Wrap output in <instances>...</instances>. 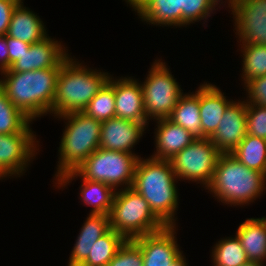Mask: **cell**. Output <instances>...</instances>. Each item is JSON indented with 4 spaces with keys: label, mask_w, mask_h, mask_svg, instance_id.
<instances>
[{
    "label": "cell",
    "mask_w": 266,
    "mask_h": 266,
    "mask_svg": "<svg viewBox=\"0 0 266 266\" xmlns=\"http://www.w3.org/2000/svg\"><path fill=\"white\" fill-rule=\"evenodd\" d=\"M178 182L169 160L149 155L138 159L132 188L142 195L166 226H179L176 216L180 203Z\"/></svg>",
    "instance_id": "6da1fadb"
},
{
    "label": "cell",
    "mask_w": 266,
    "mask_h": 266,
    "mask_svg": "<svg viewBox=\"0 0 266 266\" xmlns=\"http://www.w3.org/2000/svg\"><path fill=\"white\" fill-rule=\"evenodd\" d=\"M80 178L79 196L81 204L91 207L89 214L109 215L112 209L116 190L103 182L84 179L76 170L68 171L57 178L52 184L53 187L60 190L70 186L72 181ZM76 179V180H75ZM83 202V203H82Z\"/></svg>",
    "instance_id": "5bb4252c"
},
{
    "label": "cell",
    "mask_w": 266,
    "mask_h": 266,
    "mask_svg": "<svg viewBox=\"0 0 266 266\" xmlns=\"http://www.w3.org/2000/svg\"><path fill=\"white\" fill-rule=\"evenodd\" d=\"M242 266H266V265L262 263H257V262H248L247 264L242 265Z\"/></svg>",
    "instance_id": "f35d334b"
},
{
    "label": "cell",
    "mask_w": 266,
    "mask_h": 266,
    "mask_svg": "<svg viewBox=\"0 0 266 266\" xmlns=\"http://www.w3.org/2000/svg\"><path fill=\"white\" fill-rule=\"evenodd\" d=\"M48 28L38 13L24 3H18L13 10L7 36L33 44L42 41L48 34Z\"/></svg>",
    "instance_id": "7402d4cb"
},
{
    "label": "cell",
    "mask_w": 266,
    "mask_h": 266,
    "mask_svg": "<svg viewBox=\"0 0 266 266\" xmlns=\"http://www.w3.org/2000/svg\"><path fill=\"white\" fill-rule=\"evenodd\" d=\"M233 99L211 82L199 85V107L202 138H210L218 128L222 116Z\"/></svg>",
    "instance_id": "d6986e66"
},
{
    "label": "cell",
    "mask_w": 266,
    "mask_h": 266,
    "mask_svg": "<svg viewBox=\"0 0 266 266\" xmlns=\"http://www.w3.org/2000/svg\"><path fill=\"white\" fill-rule=\"evenodd\" d=\"M51 37L48 35L42 41L31 44L10 69L13 72H26L62 66L72 53L69 54L65 43Z\"/></svg>",
    "instance_id": "9a60e30c"
},
{
    "label": "cell",
    "mask_w": 266,
    "mask_h": 266,
    "mask_svg": "<svg viewBox=\"0 0 266 266\" xmlns=\"http://www.w3.org/2000/svg\"><path fill=\"white\" fill-rule=\"evenodd\" d=\"M6 41L8 46V69L18 61L22 54L27 51L31 44L11 38L6 35Z\"/></svg>",
    "instance_id": "e575fe53"
},
{
    "label": "cell",
    "mask_w": 266,
    "mask_h": 266,
    "mask_svg": "<svg viewBox=\"0 0 266 266\" xmlns=\"http://www.w3.org/2000/svg\"><path fill=\"white\" fill-rule=\"evenodd\" d=\"M144 24L181 28V0H124Z\"/></svg>",
    "instance_id": "ac0fdd59"
},
{
    "label": "cell",
    "mask_w": 266,
    "mask_h": 266,
    "mask_svg": "<svg viewBox=\"0 0 266 266\" xmlns=\"http://www.w3.org/2000/svg\"><path fill=\"white\" fill-rule=\"evenodd\" d=\"M154 128V153L150 157L169 160L176 153L190 145L196 137L182 126L174 124L168 118L158 119Z\"/></svg>",
    "instance_id": "ffe728a7"
},
{
    "label": "cell",
    "mask_w": 266,
    "mask_h": 266,
    "mask_svg": "<svg viewBox=\"0 0 266 266\" xmlns=\"http://www.w3.org/2000/svg\"><path fill=\"white\" fill-rule=\"evenodd\" d=\"M225 6V0H181V28L198 22L207 27L208 18Z\"/></svg>",
    "instance_id": "83f0119b"
},
{
    "label": "cell",
    "mask_w": 266,
    "mask_h": 266,
    "mask_svg": "<svg viewBox=\"0 0 266 266\" xmlns=\"http://www.w3.org/2000/svg\"><path fill=\"white\" fill-rule=\"evenodd\" d=\"M168 64L161 58L151 63L144 80H140L144 111L148 122L169 118L184 93Z\"/></svg>",
    "instance_id": "52a82bcc"
},
{
    "label": "cell",
    "mask_w": 266,
    "mask_h": 266,
    "mask_svg": "<svg viewBox=\"0 0 266 266\" xmlns=\"http://www.w3.org/2000/svg\"><path fill=\"white\" fill-rule=\"evenodd\" d=\"M231 154L249 169L266 176V139L246 134Z\"/></svg>",
    "instance_id": "d4e9b609"
},
{
    "label": "cell",
    "mask_w": 266,
    "mask_h": 266,
    "mask_svg": "<svg viewBox=\"0 0 266 266\" xmlns=\"http://www.w3.org/2000/svg\"><path fill=\"white\" fill-rule=\"evenodd\" d=\"M109 217L110 228L127 240L166 227L150 209L148 202L132 187L116 190Z\"/></svg>",
    "instance_id": "8992f818"
},
{
    "label": "cell",
    "mask_w": 266,
    "mask_h": 266,
    "mask_svg": "<svg viewBox=\"0 0 266 266\" xmlns=\"http://www.w3.org/2000/svg\"><path fill=\"white\" fill-rule=\"evenodd\" d=\"M61 66L26 72H0V86L12 104L32 122L51 115Z\"/></svg>",
    "instance_id": "7a4b0ae2"
},
{
    "label": "cell",
    "mask_w": 266,
    "mask_h": 266,
    "mask_svg": "<svg viewBox=\"0 0 266 266\" xmlns=\"http://www.w3.org/2000/svg\"><path fill=\"white\" fill-rule=\"evenodd\" d=\"M210 251L212 266H242L249 262L236 235L222 237Z\"/></svg>",
    "instance_id": "4316f807"
},
{
    "label": "cell",
    "mask_w": 266,
    "mask_h": 266,
    "mask_svg": "<svg viewBox=\"0 0 266 266\" xmlns=\"http://www.w3.org/2000/svg\"><path fill=\"white\" fill-rule=\"evenodd\" d=\"M8 69V46L6 35H0V72Z\"/></svg>",
    "instance_id": "8d00e7d4"
},
{
    "label": "cell",
    "mask_w": 266,
    "mask_h": 266,
    "mask_svg": "<svg viewBox=\"0 0 266 266\" xmlns=\"http://www.w3.org/2000/svg\"><path fill=\"white\" fill-rule=\"evenodd\" d=\"M107 266H143L142 251L133 240H126Z\"/></svg>",
    "instance_id": "1f68e13d"
},
{
    "label": "cell",
    "mask_w": 266,
    "mask_h": 266,
    "mask_svg": "<svg viewBox=\"0 0 266 266\" xmlns=\"http://www.w3.org/2000/svg\"><path fill=\"white\" fill-rule=\"evenodd\" d=\"M205 190L222 205L242 208L265 195L266 176L249 169L231 153L221 154L212 181Z\"/></svg>",
    "instance_id": "277c9868"
},
{
    "label": "cell",
    "mask_w": 266,
    "mask_h": 266,
    "mask_svg": "<svg viewBox=\"0 0 266 266\" xmlns=\"http://www.w3.org/2000/svg\"><path fill=\"white\" fill-rule=\"evenodd\" d=\"M243 91H246L247 96L244 100L246 104H255L259 106L266 107V75L261 77H256L248 81L243 86Z\"/></svg>",
    "instance_id": "836d02e7"
},
{
    "label": "cell",
    "mask_w": 266,
    "mask_h": 266,
    "mask_svg": "<svg viewBox=\"0 0 266 266\" xmlns=\"http://www.w3.org/2000/svg\"><path fill=\"white\" fill-rule=\"evenodd\" d=\"M31 120L17 109L0 86V134L20 133Z\"/></svg>",
    "instance_id": "4dcf8cb0"
},
{
    "label": "cell",
    "mask_w": 266,
    "mask_h": 266,
    "mask_svg": "<svg viewBox=\"0 0 266 266\" xmlns=\"http://www.w3.org/2000/svg\"><path fill=\"white\" fill-rule=\"evenodd\" d=\"M178 226L132 239L141 249L143 266H170L182 253L178 244Z\"/></svg>",
    "instance_id": "7c38bea8"
},
{
    "label": "cell",
    "mask_w": 266,
    "mask_h": 266,
    "mask_svg": "<svg viewBox=\"0 0 266 266\" xmlns=\"http://www.w3.org/2000/svg\"><path fill=\"white\" fill-rule=\"evenodd\" d=\"M221 154L210 138H196L169 161L179 181L200 184L205 190L212 181Z\"/></svg>",
    "instance_id": "9c48e42d"
},
{
    "label": "cell",
    "mask_w": 266,
    "mask_h": 266,
    "mask_svg": "<svg viewBox=\"0 0 266 266\" xmlns=\"http://www.w3.org/2000/svg\"><path fill=\"white\" fill-rule=\"evenodd\" d=\"M170 266H189L184 253H182Z\"/></svg>",
    "instance_id": "74e56055"
},
{
    "label": "cell",
    "mask_w": 266,
    "mask_h": 266,
    "mask_svg": "<svg viewBox=\"0 0 266 266\" xmlns=\"http://www.w3.org/2000/svg\"><path fill=\"white\" fill-rule=\"evenodd\" d=\"M110 217L106 214H88L76 237L67 266H81L96 241L110 230Z\"/></svg>",
    "instance_id": "44dd1931"
},
{
    "label": "cell",
    "mask_w": 266,
    "mask_h": 266,
    "mask_svg": "<svg viewBox=\"0 0 266 266\" xmlns=\"http://www.w3.org/2000/svg\"><path fill=\"white\" fill-rule=\"evenodd\" d=\"M14 1H16L17 3H24L23 2L24 0H14Z\"/></svg>",
    "instance_id": "ab89813d"
},
{
    "label": "cell",
    "mask_w": 266,
    "mask_h": 266,
    "mask_svg": "<svg viewBox=\"0 0 266 266\" xmlns=\"http://www.w3.org/2000/svg\"><path fill=\"white\" fill-rule=\"evenodd\" d=\"M32 121L20 132L0 134V180L21 178L40 152V138ZM40 146V147H39Z\"/></svg>",
    "instance_id": "30bf717a"
},
{
    "label": "cell",
    "mask_w": 266,
    "mask_h": 266,
    "mask_svg": "<svg viewBox=\"0 0 266 266\" xmlns=\"http://www.w3.org/2000/svg\"><path fill=\"white\" fill-rule=\"evenodd\" d=\"M240 46V47H239ZM241 68L240 80L244 86L248 81L266 75V46L260 44H239Z\"/></svg>",
    "instance_id": "484cf974"
},
{
    "label": "cell",
    "mask_w": 266,
    "mask_h": 266,
    "mask_svg": "<svg viewBox=\"0 0 266 266\" xmlns=\"http://www.w3.org/2000/svg\"><path fill=\"white\" fill-rule=\"evenodd\" d=\"M114 74L82 111L97 121L104 122L115 117Z\"/></svg>",
    "instance_id": "f546056e"
},
{
    "label": "cell",
    "mask_w": 266,
    "mask_h": 266,
    "mask_svg": "<svg viewBox=\"0 0 266 266\" xmlns=\"http://www.w3.org/2000/svg\"><path fill=\"white\" fill-rule=\"evenodd\" d=\"M18 3L14 0H0V35H6L13 10Z\"/></svg>",
    "instance_id": "d590c367"
},
{
    "label": "cell",
    "mask_w": 266,
    "mask_h": 266,
    "mask_svg": "<svg viewBox=\"0 0 266 266\" xmlns=\"http://www.w3.org/2000/svg\"><path fill=\"white\" fill-rule=\"evenodd\" d=\"M70 55L58 73L52 116L82 112L88 103L108 82L111 74L91 68Z\"/></svg>",
    "instance_id": "3957f363"
},
{
    "label": "cell",
    "mask_w": 266,
    "mask_h": 266,
    "mask_svg": "<svg viewBox=\"0 0 266 266\" xmlns=\"http://www.w3.org/2000/svg\"><path fill=\"white\" fill-rule=\"evenodd\" d=\"M238 44L266 46V0H227Z\"/></svg>",
    "instance_id": "8fae6325"
},
{
    "label": "cell",
    "mask_w": 266,
    "mask_h": 266,
    "mask_svg": "<svg viewBox=\"0 0 266 266\" xmlns=\"http://www.w3.org/2000/svg\"><path fill=\"white\" fill-rule=\"evenodd\" d=\"M141 155L98 148L75 170L86 180L103 182L115 190L133 186Z\"/></svg>",
    "instance_id": "ba28073f"
},
{
    "label": "cell",
    "mask_w": 266,
    "mask_h": 266,
    "mask_svg": "<svg viewBox=\"0 0 266 266\" xmlns=\"http://www.w3.org/2000/svg\"><path fill=\"white\" fill-rule=\"evenodd\" d=\"M247 134L266 139V107L246 104Z\"/></svg>",
    "instance_id": "d6a6232c"
},
{
    "label": "cell",
    "mask_w": 266,
    "mask_h": 266,
    "mask_svg": "<svg viewBox=\"0 0 266 266\" xmlns=\"http://www.w3.org/2000/svg\"><path fill=\"white\" fill-rule=\"evenodd\" d=\"M247 111L244 99H234L225 110L218 128L210 137L212 144L222 153L234 151L247 134Z\"/></svg>",
    "instance_id": "4fadbf2b"
},
{
    "label": "cell",
    "mask_w": 266,
    "mask_h": 266,
    "mask_svg": "<svg viewBox=\"0 0 266 266\" xmlns=\"http://www.w3.org/2000/svg\"><path fill=\"white\" fill-rule=\"evenodd\" d=\"M168 119L188 130L194 137L202 138L199 87L195 91L191 92L190 90V92H184L180 96Z\"/></svg>",
    "instance_id": "cb8c5ba5"
},
{
    "label": "cell",
    "mask_w": 266,
    "mask_h": 266,
    "mask_svg": "<svg viewBox=\"0 0 266 266\" xmlns=\"http://www.w3.org/2000/svg\"><path fill=\"white\" fill-rule=\"evenodd\" d=\"M63 120V134L58 149V163L53 181L62 174L75 170L99 148L101 122L84 112H72L54 117ZM58 118V119H57Z\"/></svg>",
    "instance_id": "5b68a950"
},
{
    "label": "cell",
    "mask_w": 266,
    "mask_h": 266,
    "mask_svg": "<svg viewBox=\"0 0 266 266\" xmlns=\"http://www.w3.org/2000/svg\"><path fill=\"white\" fill-rule=\"evenodd\" d=\"M146 130L147 127L143 123L117 117L110 118L101 122L99 148L138 154L134 148Z\"/></svg>",
    "instance_id": "2e32d148"
},
{
    "label": "cell",
    "mask_w": 266,
    "mask_h": 266,
    "mask_svg": "<svg viewBox=\"0 0 266 266\" xmlns=\"http://www.w3.org/2000/svg\"><path fill=\"white\" fill-rule=\"evenodd\" d=\"M139 80L129 75L114 77L115 117L143 123L148 128Z\"/></svg>",
    "instance_id": "e0dca14e"
},
{
    "label": "cell",
    "mask_w": 266,
    "mask_h": 266,
    "mask_svg": "<svg viewBox=\"0 0 266 266\" xmlns=\"http://www.w3.org/2000/svg\"><path fill=\"white\" fill-rule=\"evenodd\" d=\"M245 250L249 262L266 265V222L263 218H246L235 234Z\"/></svg>",
    "instance_id": "603a6c76"
},
{
    "label": "cell",
    "mask_w": 266,
    "mask_h": 266,
    "mask_svg": "<svg viewBox=\"0 0 266 266\" xmlns=\"http://www.w3.org/2000/svg\"><path fill=\"white\" fill-rule=\"evenodd\" d=\"M127 239L113 229L100 237L81 266H107Z\"/></svg>",
    "instance_id": "f1b7e54d"
}]
</instances>
